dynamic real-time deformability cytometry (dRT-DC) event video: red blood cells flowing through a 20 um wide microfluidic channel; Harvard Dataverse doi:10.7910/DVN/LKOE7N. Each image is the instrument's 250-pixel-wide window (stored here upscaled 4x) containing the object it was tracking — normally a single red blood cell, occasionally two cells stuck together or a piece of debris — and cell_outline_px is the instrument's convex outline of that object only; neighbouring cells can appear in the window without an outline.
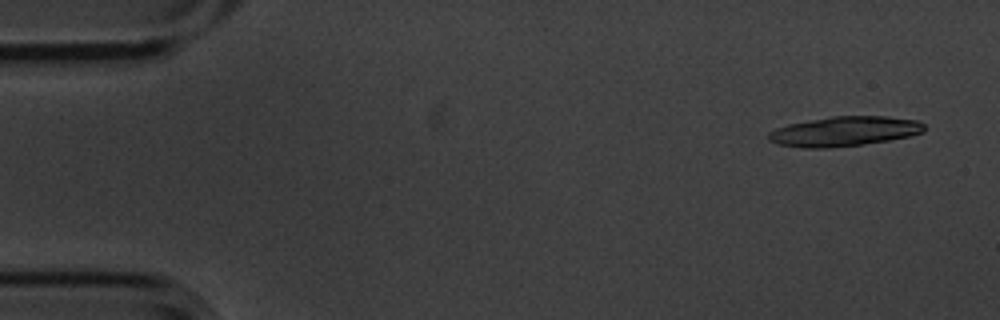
{"species": "common noctule bat (a hibernating species)", "species_latin": "Nyctalus noctula", "temperature_condition": "cold", "stored_images_in_passage": 6, "camera_frame_rate_fps": 3000, "um_per_image_px": 0.085, "animal": {"sex": "male", "body_mass_g": 20.1, "forearm_length_mm": 53.5}, "frame": {"image": 1, "passage_image": 1, "time_ms": 0.0, "image_size_px": [1000, 320], "cell_outline_px": [[924, 132], [908, 136], [888, 140], [860, 144], [828, 148], [804, 148], [780, 144], [768, 140], [768, 132], [776, 128], [788, 124], [832, 116], [888, 116], [916, 120], [924, 124]], "centroid_in_image_um": [71.75, 11.16], "position_along_channel_um": 13.2, "area_um2": 26.76}}
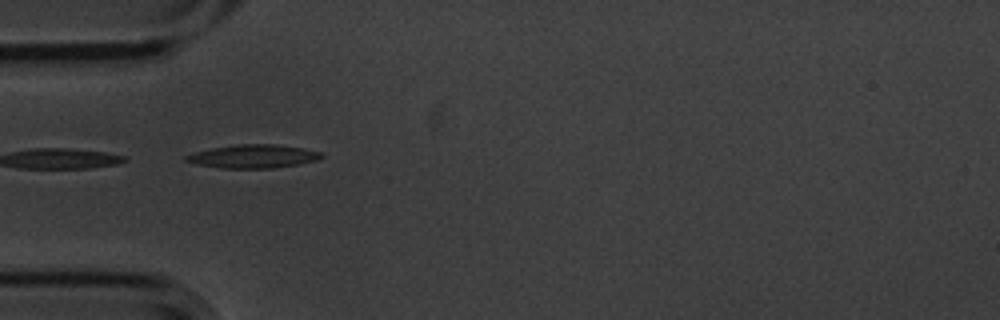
{"frame": {"image": 2, "passage_image": 5, "time_ms": 1.333, "image_size_px": [1000, 320], "cell_outline_px": [[324, 156], [320, 160], [300, 164], [272, 168], [220, 168], [196, 164], [184, 160], [184, 156], [196, 152], [212, 148], [236, 144], [276, 144], [304, 148], [320, 152]], "centroid_in_image_um": [21.56, 13.29], "position_along_channel_um": 63.4, "area_um2": 18.55}}